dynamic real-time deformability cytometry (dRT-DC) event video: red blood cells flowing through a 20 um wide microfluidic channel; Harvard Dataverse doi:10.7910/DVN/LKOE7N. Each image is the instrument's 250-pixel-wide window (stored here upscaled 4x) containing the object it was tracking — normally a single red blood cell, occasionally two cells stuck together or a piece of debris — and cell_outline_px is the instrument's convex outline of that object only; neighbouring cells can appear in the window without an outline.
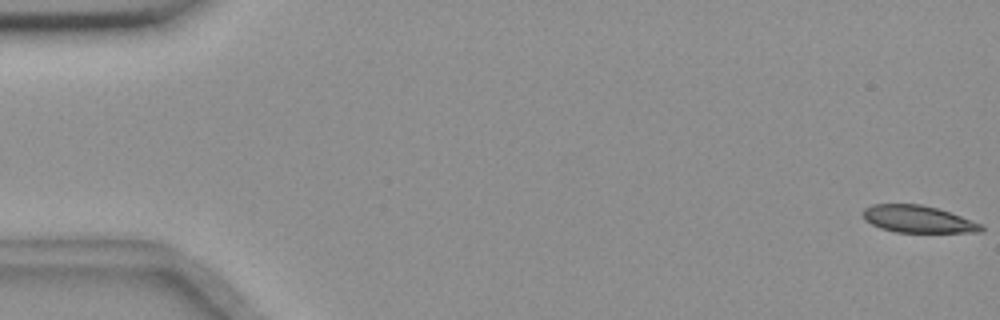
{"species": "common noctule bat (a hibernating species)", "species_latin": "Nyctalus noctula", "temperature_condition": "room temperature", "stored_images_in_passage": 6, "camera_frame_rate_fps": 3000, "um_per_image_px": 0.085, "animal": {"sex": "female", "body_mass_g": 18.4}, "frame": {"image": 1, "passage_image": 1, "time_ms": 0.0, "image_size_px": [1000, 320], "cell_outline_px": [[984, 232], [896, 232], [880, 228], [864, 220], [860, 212], [864, 208], [872, 204], [920, 204], [936, 208], [960, 216], [980, 224], [984, 228]], "centroid_in_image_um": [77.95, 18.62], "position_along_channel_um": 7.0, "area_um2": 18.61}}
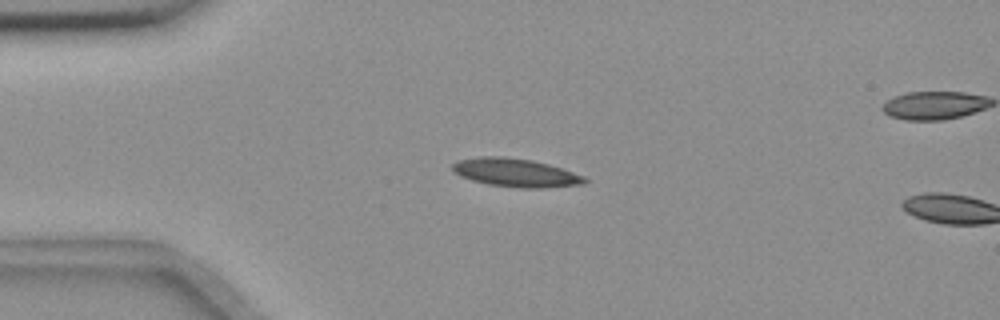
{"frame": {"image": 2, "passage_image": 5, "time_ms": 4.333, "image_size_px": [1000, 320], "cell_outline_px": [[588, 180], [580, 184], [544, 188], [520, 188], [488, 184], [472, 180], [460, 176], [452, 168], [452, 164], [456, 160], [480, 156], [500, 156], [532, 160], [548, 164], [584, 176]], "centroid_in_image_um": [43.79, 14.67], "position_along_channel_um": 41.2, "area_um2": 21.68}}